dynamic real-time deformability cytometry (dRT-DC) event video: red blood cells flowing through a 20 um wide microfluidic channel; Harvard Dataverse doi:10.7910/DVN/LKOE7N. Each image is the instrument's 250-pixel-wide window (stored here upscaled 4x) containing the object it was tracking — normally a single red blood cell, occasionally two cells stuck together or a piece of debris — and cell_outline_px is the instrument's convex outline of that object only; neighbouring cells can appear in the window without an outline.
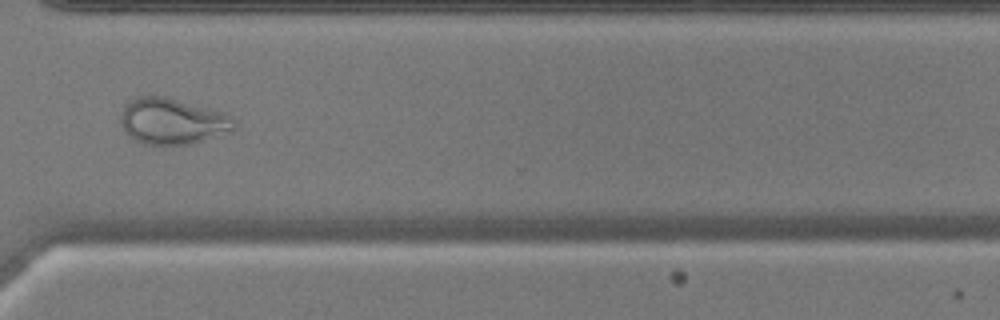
{"species": "common noctule bat (a hibernating species)", "species_latin": "Nyctalus noctula", "temperature_condition": "warm", "stored_images_in_passage": 45, "camera_frame_rate_fps": 3000, "um_per_image_px": 0.085, "animal": {"sex": "male", "body_mass_g": 17.9, "forearm_length_mm": 54.2}, "frame": {"image": 1, "passage_image": 32, "time_ms": 10.333, "image_size_px": [1000, 320], "cell_outline_px": [[236, 128], [232, 132], [192, 144], [144, 144], [136, 140], [124, 128], [120, 120], [120, 116], [124, 104], [128, 100], [140, 96], [164, 96], [220, 112], [232, 116], [236, 120]], "centroid_in_image_um": [14.68, 10.31], "position_along_channel_um": 355.9, "area_um2": 30.35}}
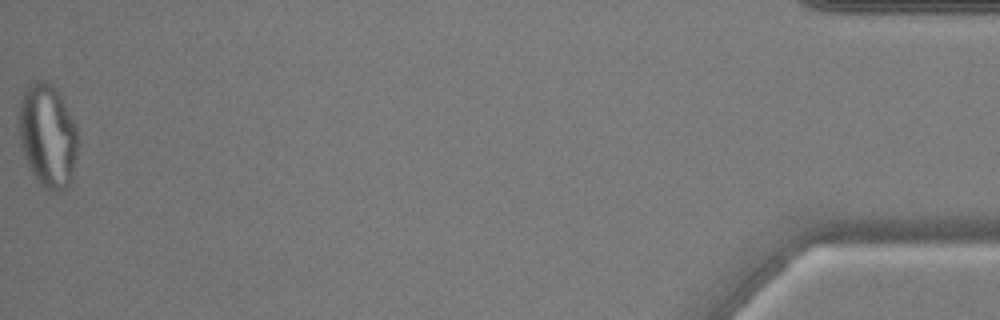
{"frame": {"image": 2, "passage_image": 45, "time_ms": 14.667, "image_size_px": [1000, 320], "cell_outline_px": [[76, 156], [72, 176], [68, 188], [64, 192], [56, 192], [44, 188], [36, 180], [24, 156], [20, 144], [16, 116], [20, 100], [28, 84], [36, 80], [48, 80], [56, 88], [76, 128]], "centroid_in_image_um": [4.0, 11.53], "position_along_channel_um": 431.2, "area_um2": 35.84}}